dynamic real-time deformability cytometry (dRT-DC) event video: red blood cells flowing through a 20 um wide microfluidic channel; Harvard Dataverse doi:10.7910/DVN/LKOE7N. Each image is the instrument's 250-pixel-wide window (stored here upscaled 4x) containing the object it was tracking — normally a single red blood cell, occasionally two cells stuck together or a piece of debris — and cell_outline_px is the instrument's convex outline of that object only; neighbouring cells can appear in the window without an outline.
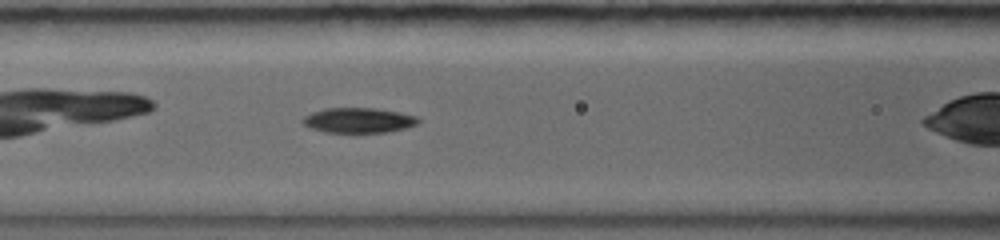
{"species": "common noctule bat (a hibernating species)", "species_latin": "Nyctalus noctula", "temperature_condition": "warm", "stored_images_in_passage": 44, "camera_frame_rate_fps": 5000, "um_per_image_px": 0.085, "animal": {"sex": "female", "body_mass_g": 19.0, "forearm_length_mm": 56.7}, "frame": {"image": 1, "passage_image": 13, "time_ms": 3.2, "image_size_px": [1000, 240], "cell_outline_px": [[420, 120], [416, 124], [404, 128], [388, 132], [324, 132], [312, 128], [304, 124], [300, 120], [304, 116], [312, 112], [324, 108], [376, 108], [400, 112], [416, 116]], "centroid_in_image_um": [30.46, 10.21], "position_along_channel_um": 136.1, "area_um2": 16.82}}